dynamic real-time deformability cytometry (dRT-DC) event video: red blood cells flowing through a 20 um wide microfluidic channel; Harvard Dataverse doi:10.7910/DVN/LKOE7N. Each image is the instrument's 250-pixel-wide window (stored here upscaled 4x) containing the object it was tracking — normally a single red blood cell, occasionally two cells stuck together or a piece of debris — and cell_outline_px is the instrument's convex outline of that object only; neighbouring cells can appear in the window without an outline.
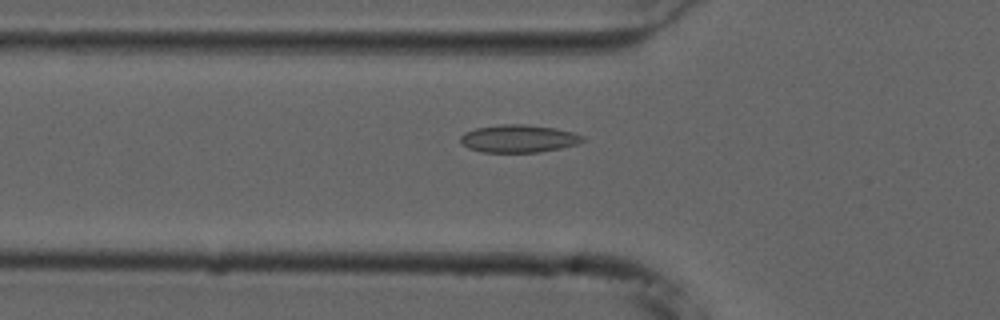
{"species": "common noctule bat (a hibernating species)", "species_latin": "Nyctalus noctula", "temperature_condition": "cold", "stored_images_in_passage": 55, "camera_frame_rate_fps": 3000, "um_per_image_px": 0.085, "animal": {"sex": "male", "forearm_length_mm": 52.5}, "frame": {"image": 1, "passage_image": 19, "time_ms": 6.0, "image_size_px": [1000, 320], "cell_outline_px": [[584, 140], [576, 144], [560, 148], [540, 152], [480, 152], [468, 148], [460, 140], [460, 136], [464, 132], [476, 128], [500, 124], [524, 124], [556, 128], [572, 132], [584, 136]], "centroid_in_image_um": [44.06, 11.78], "position_along_channel_um": 81.7, "area_um2": 19.71}}
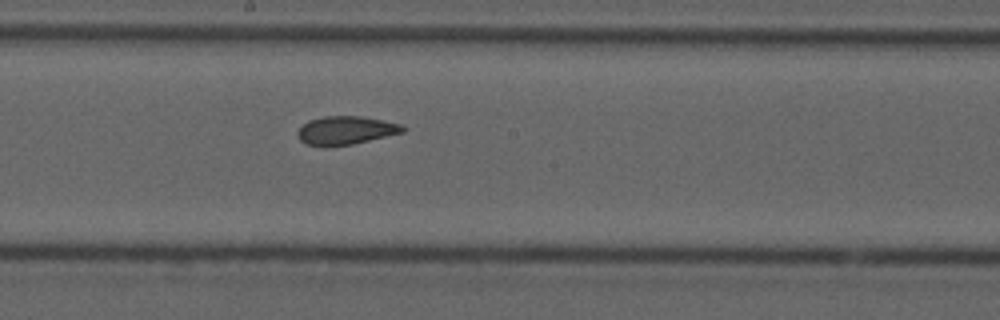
{"frame": {"image": 2, "passage_image": 30, "time_ms": 9.667, "image_size_px": [1000, 320], "cell_outline_px": [[408, 128], [404, 132], [352, 144], [324, 148], [304, 144], [296, 136], [296, 132], [308, 120], [324, 116], [360, 116], [400, 124]], "centroid_in_image_um": [29.33, 11.1], "position_along_channel_um": 218.9, "area_um2": 17.63}}
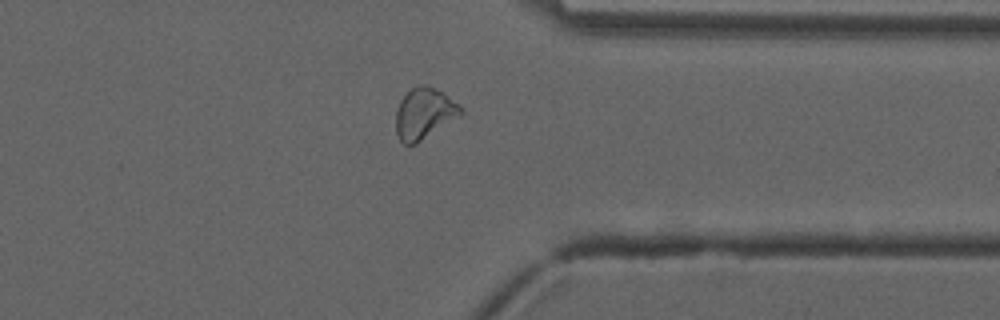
{"frame": {"image": 3, "passage_image": 43, "time_ms": 14.0, "image_size_px": [1000, 320], "cell_outline_px": [[464, 112], [460, 116], [416, 144], [404, 144], [400, 140], [396, 132], [396, 108], [400, 100], [412, 88], [420, 84], [428, 84], [464, 108]], "centroid_in_image_um": [36.05, 9.65], "position_along_channel_um": 375.4, "area_um2": 19.19}, "authors_computed_cell_mechanics": {"area_um2": 19.4786, "velocity_mm_per_s": 3.7219, "shape_relaxation_time_tau1_ms": null, "shape_relaxation_time_tau2_ms": 1.6856, "deformation_change_tau1": null, "deformation_change_tau2": 0.0649}}